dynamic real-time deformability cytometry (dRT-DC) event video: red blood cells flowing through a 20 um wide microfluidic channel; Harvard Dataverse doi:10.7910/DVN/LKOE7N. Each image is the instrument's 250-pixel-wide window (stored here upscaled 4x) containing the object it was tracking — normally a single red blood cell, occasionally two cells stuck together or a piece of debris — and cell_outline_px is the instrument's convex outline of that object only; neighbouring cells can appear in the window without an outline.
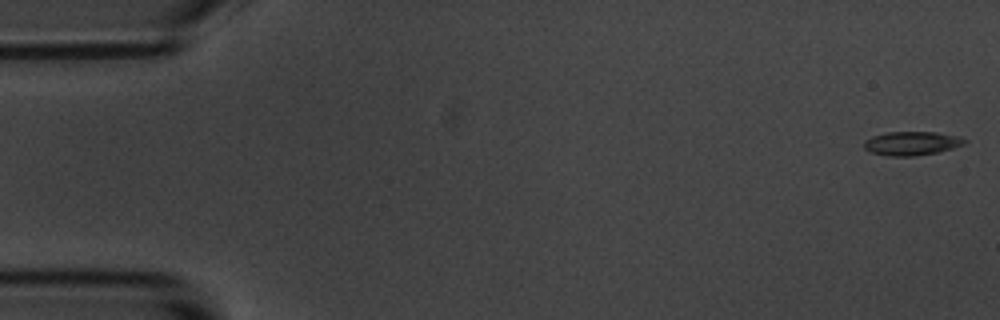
{"species": "common noctule bat (a hibernating species)", "species_latin": "Nyctalus noctula", "temperature_condition": "room temperature", "stored_images_in_passage": 6, "camera_frame_rate_fps": 3000, "um_per_image_px": 0.085, "animal": {"sex": "male", "body_mass_g": 20.1, "forearm_length_mm": 53.5}, "frame": {"image": 1, "passage_image": 1, "time_ms": 0.0, "image_size_px": [1000, 320], "cell_outline_px": [[968, 140], [964, 144], [940, 152], [912, 156], [888, 156], [872, 152], [864, 148], [864, 140], [872, 136], [888, 132], [936, 132], [960, 136]], "centroid_in_image_um": [77.52, 12.18], "position_along_channel_um": 7.5, "area_um2": 13.99}}
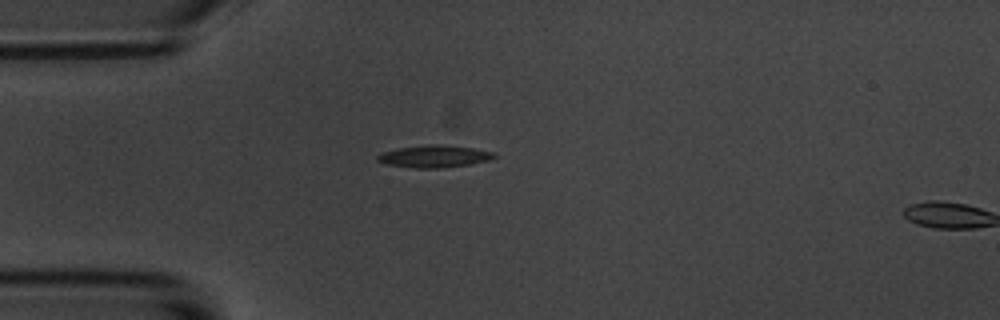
{"frame": {"image": 2, "passage_image": 5, "time_ms": 4.667, "image_size_px": [1000, 320], "cell_outline_px": [[496, 156], [488, 160], [468, 164], [440, 168], [416, 168], [388, 164], [376, 160], [376, 156], [380, 152], [400, 148], [432, 144], [436, 144], [472, 148], [492, 152]], "centroid_in_image_um": [36.85, 13.29], "position_along_channel_um": 48.1, "area_um2": 14.74}}